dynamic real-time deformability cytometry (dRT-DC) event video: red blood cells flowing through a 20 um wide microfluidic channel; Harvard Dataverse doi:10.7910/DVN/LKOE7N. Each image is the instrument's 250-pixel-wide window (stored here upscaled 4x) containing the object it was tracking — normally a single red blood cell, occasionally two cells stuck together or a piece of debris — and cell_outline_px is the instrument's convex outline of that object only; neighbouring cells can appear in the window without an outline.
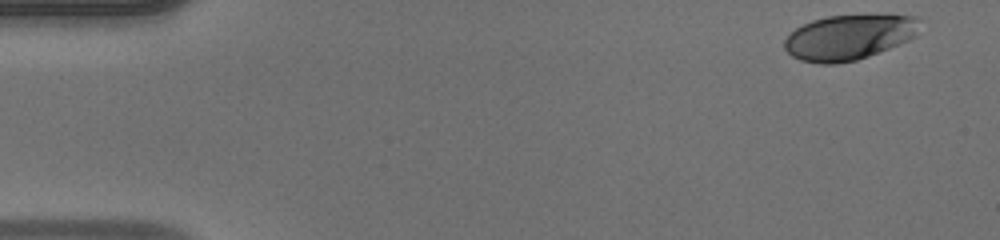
{"species": "human", "species_latin": "Homo sapiens", "temperature_condition": "warm", "stored_images_in_passage": 37, "camera_frame_rate_fps": 3000, "um_per_image_px": 0.085, "donor": {"sex": "male"}, "frame": {"image": 1, "passage_image": 1, "time_ms": 0.0, "image_size_px": [1000, 240], "cell_outline_px": [[920, 20], [916, 36], [908, 40], [868, 56], [856, 60], [836, 64], [820, 64], [800, 60], [792, 56], [784, 48], [784, 40], [796, 28], [812, 20], [828, 16], [916, 16]], "centroid_in_image_um": [72.13, 3.18], "position_along_channel_um": 12.9, "area_um2": 35.08}}
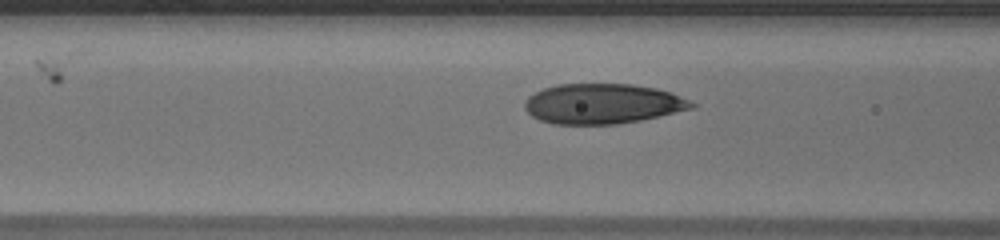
{"frame": {"image": 2, "passage_image": 18, "time_ms": 5.667, "image_size_px": [1000, 240], "cell_outline_px": [[696, 108], [640, 120], [616, 124], [552, 124], [540, 120], [532, 116], [524, 108], [524, 100], [528, 96], [544, 88], [556, 84], [632, 84], [656, 88], [672, 92], [696, 104]], "centroid_in_image_um": [51.22, 8.81], "position_along_channel_um": 115.4, "area_um2": 39.13}}
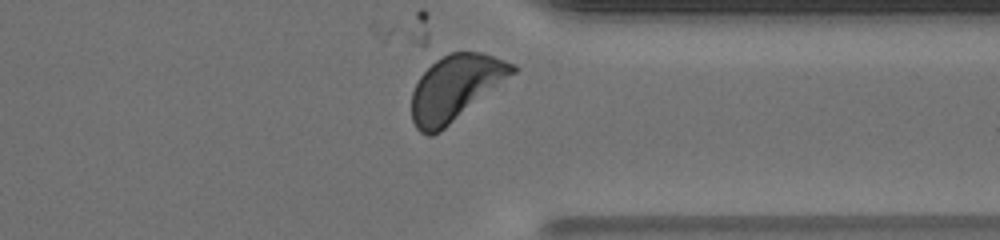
{"frame": {"image": 3, "passage_image": 37, "time_ms": 12.0, "image_size_px": [1000, 240], "cell_outline_px": [[516, 72], [440, 132], [432, 136], [428, 136], [420, 132], [416, 128], [412, 120], [412, 92], [420, 76], [436, 60], [448, 52], [480, 52], [516, 64]], "centroid_in_image_um": [38.7, 7.47], "position_along_channel_um": 372.7, "area_um2": 38.09}, "authors_computed_cell_mechanics": {"area_um2": 39.0728, "velocity_mm_per_s": 4.1002, "shape_relaxation_time_tau1_ms": 3.61, "shape_relaxation_time_tau2_ms": null, "deformation_change_tau1": 0.1802, "deformation_change_tau2": null}}